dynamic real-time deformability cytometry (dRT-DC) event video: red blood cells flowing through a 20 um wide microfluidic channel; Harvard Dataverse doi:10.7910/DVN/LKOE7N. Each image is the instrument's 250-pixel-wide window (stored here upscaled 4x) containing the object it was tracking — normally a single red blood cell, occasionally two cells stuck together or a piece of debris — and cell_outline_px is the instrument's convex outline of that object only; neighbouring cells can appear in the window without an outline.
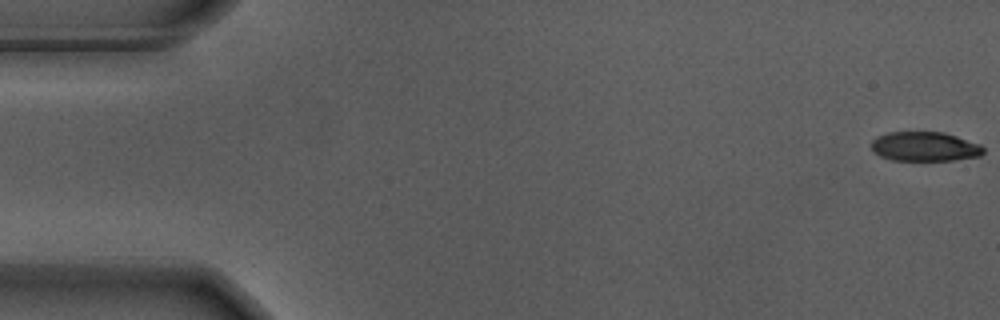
{"species": "Egyptian fruit bat (a non-hibernating species)", "species_latin": "Rousettus aegyptiacus", "temperature_condition": "warm", "stored_images_in_passage": 51, "camera_frame_rate_fps": 3000, "um_per_image_px": 0.085, "animal": {"sex": "male"}, "frame": {"image": 1, "passage_image": 1, "time_ms": 0.0, "image_size_px": [1000, 320], "cell_outline_px": [[984, 152], [980, 156], [952, 160], [892, 160], [880, 156], [872, 148], [872, 140], [876, 136], [888, 132], [944, 132], [980, 144], [984, 148]], "centroid_in_image_um": [78.61, 12.45], "position_along_channel_um": 6.4, "area_um2": 19.13}}
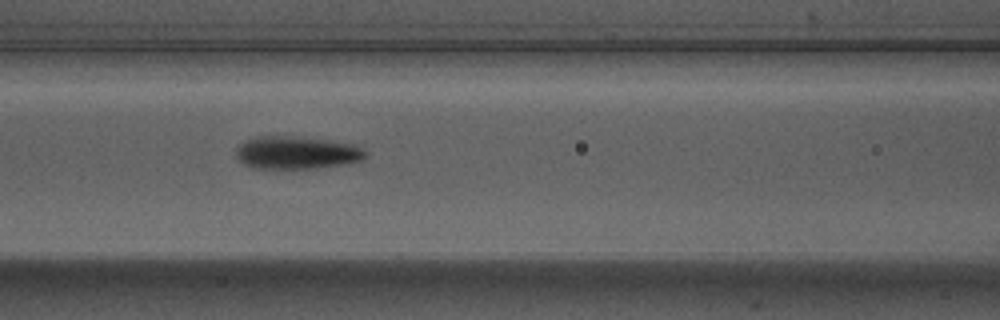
{"frame": {"image": 2, "passage_image": 24, "time_ms": 7.667, "image_size_px": [1000, 320], "cell_outline_px": [[364, 156], [360, 160], [340, 164], [316, 168], [252, 168], [244, 164], [236, 156], [236, 148], [244, 140], [256, 136], [292, 136], [328, 140], [352, 144], [360, 148], [364, 152]], "centroid_in_image_um": [25.11, 12.96], "position_along_channel_um": 141.5, "area_um2": 24.33}}
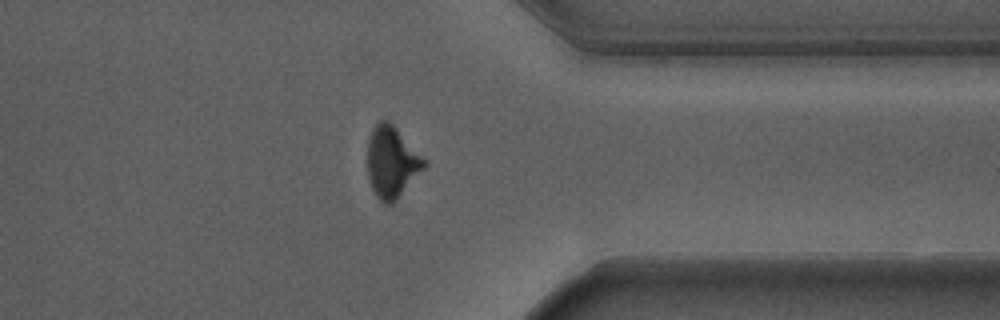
{"frame": {"image": 3, "passage_image": 44, "time_ms": 14.333, "image_size_px": [1000, 320], "cell_outline_px": [[428, 164], [396, 200], [392, 204], [384, 204], [376, 196], [372, 188], [368, 176], [368, 140], [372, 128], [380, 120], [388, 120], [396, 128]], "centroid_in_image_um": [33.28, 13.79], "position_along_channel_um": 378.1, "area_um2": 23.18}}